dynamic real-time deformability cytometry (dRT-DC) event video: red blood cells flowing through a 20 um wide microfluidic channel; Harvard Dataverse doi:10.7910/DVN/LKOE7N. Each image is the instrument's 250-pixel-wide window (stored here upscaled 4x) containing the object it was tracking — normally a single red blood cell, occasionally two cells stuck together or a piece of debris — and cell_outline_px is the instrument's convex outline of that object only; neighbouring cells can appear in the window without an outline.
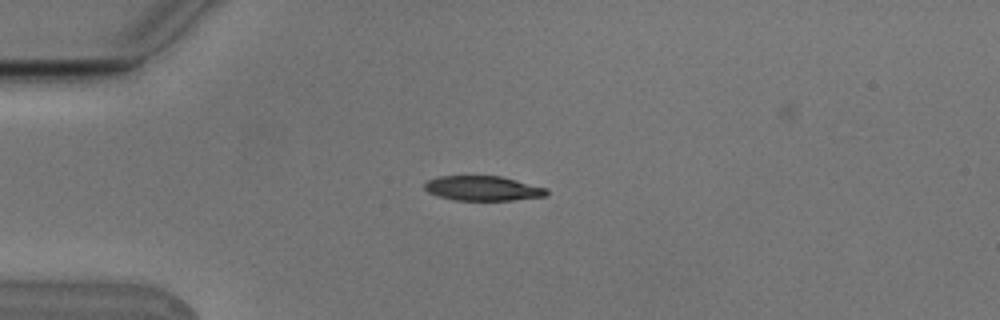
{"species": "Egyptian fruit bat (a non-hibernating species)", "species_latin": "Rousettus aegyptiacus", "temperature_condition": "cold", "stored_images_in_passage": 7, "camera_frame_rate_fps": 3000, "um_per_image_px": 0.085, "animal": {"sex": "male"}, "frame": {"image": 1, "passage_image": 3, "time_ms": 0.667, "image_size_px": [1000, 320], "cell_outline_px": [[548, 192], [544, 196], [512, 200], [456, 200], [440, 196], [428, 192], [424, 188], [424, 184], [428, 180], [436, 176], [500, 176], [548, 188]], "centroid_in_image_um": [41.03, 16.0], "position_along_channel_um": 44.0, "area_um2": 17.46}}
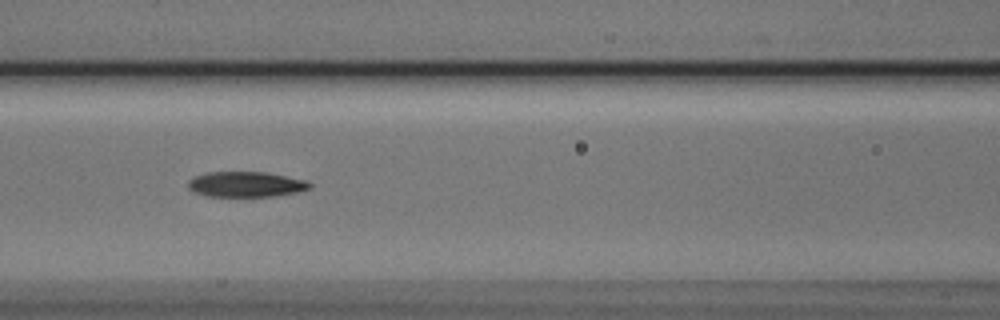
{"frame": {"image": 2, "passage_image": 6, "time_ms": 1.667, "image_size_px": [1000, 320], "cell_outline_px": [[312, 188], [296, 192], [272, 196], [204, 196], [192, 192], [188, 188], [188, 180], [196, 176], [208, 172], [264, 172], [308, 180], [312, 184]], "centroid_in_image_um": [20.9, 15.67], "position_along_channel_um": 145.7, "area_um2": 18.03}}
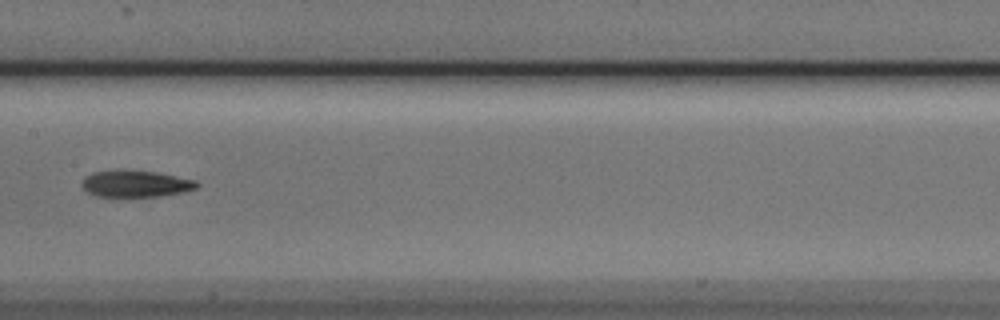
{"frame": {"image": 3, "passage_image": 7, "time_ms": 2.0, "image_size_px": [1000, 320], "cell_outline_px": [[200, 184], [196, 188], [184, 192], [160, 196], [128, 200], [124, 200], [96, 196], [88, 192], [80, 184], [88, 176], [96, 172], [156, 172], [196, 180]], "centroid_in_image_um": [11.57, 15.71], "position_along_channel_um": 195.8, "area_um2": 18.03}}